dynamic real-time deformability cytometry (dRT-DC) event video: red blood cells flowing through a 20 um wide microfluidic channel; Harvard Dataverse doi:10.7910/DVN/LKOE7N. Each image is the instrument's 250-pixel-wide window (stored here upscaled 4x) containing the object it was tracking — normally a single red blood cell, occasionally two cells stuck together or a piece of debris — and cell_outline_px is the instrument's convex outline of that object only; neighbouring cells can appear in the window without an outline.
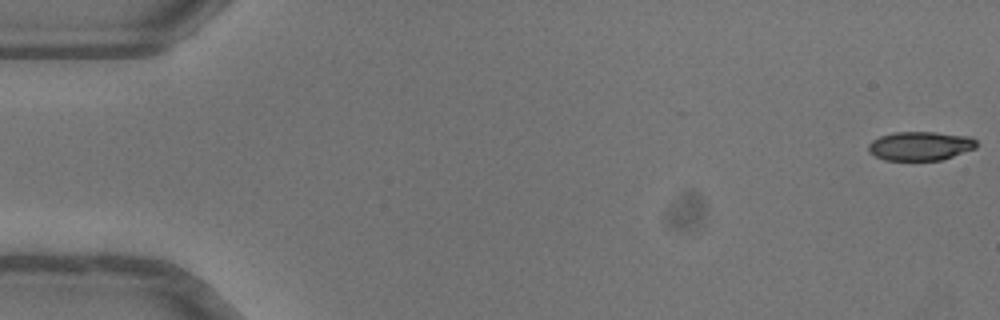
{"species": "common noctule bat (a hibernating species)", "species_latin": "Nyctalus noctula", "temperature_condition": "warm", "stored_images_in_passage": 16, "camera_frame_rate_fps": 3000, "um_per_image_px": 0.085, "animal": {"sex": "female"}, "frame": {"image": 1, "passage_image": 1, "time_ms": 0.0, "image_size_px": [1000, 320], "cell_outline_px": [[976, 148], [940, 160], [884, 160], [868, 152], [868, 144], [872, 140], [880, 136], [892, 132], [936, 132], [972, 136], [976, 140]], "centroid_in_image_um": [78.21, 12.39], "position_along_channel_um": 6.8, "area_um2": 18.32}}
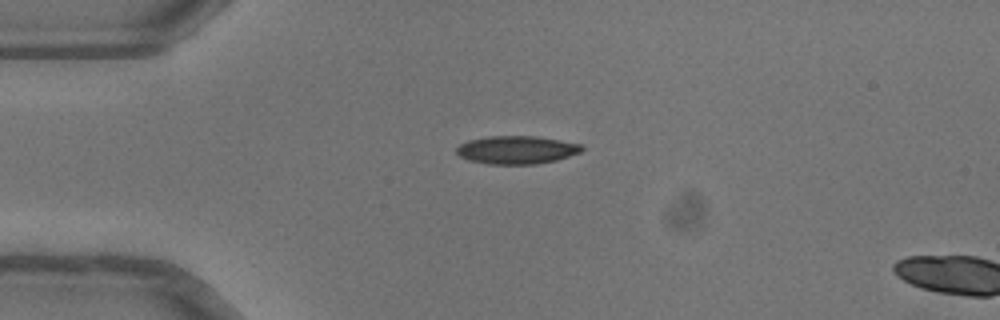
{"frame": {"image": 2, "passage_image": 13, "time_ms": 4.0, "image_size_px": [1000, 320], "cell_outline_px": [[584, 148], [580, 152], [556, 160], [536, 164], [488, 164], [468, 160], [460, 156], [456, 152], [456, 148], [460, 144], [468, 140], [488, 136], [536, 136], [560, 140], [580, 144]], "centroid_in_image_um": [43.89, 12.74], "position_along_channel_um": 41.1, "area_um2": 20.46}}